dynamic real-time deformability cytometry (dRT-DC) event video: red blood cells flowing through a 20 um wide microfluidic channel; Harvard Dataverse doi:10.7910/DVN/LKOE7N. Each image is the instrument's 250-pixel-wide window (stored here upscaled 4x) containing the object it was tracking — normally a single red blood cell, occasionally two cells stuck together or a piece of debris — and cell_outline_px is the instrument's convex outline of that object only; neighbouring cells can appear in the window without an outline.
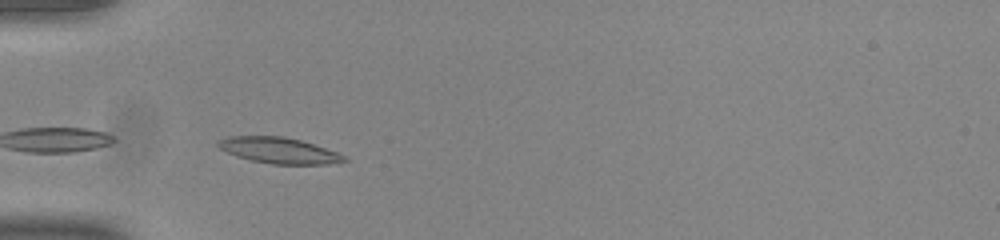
{"species": "common noctule bat (a hibernating species)", "species_latin": "Nyctalus noctula", "temperature_condition": "room temperature", "stored_images_in_passage": 7, "camera_frame_rate_fps": 3000, "um_per_image_px": 0.085, "animal": {"sex": "male", "body_mass_g": 20.0, "forearm_length_mm": 53.3}, "frame": {"image": 1, "passage_image": 1, "time_ms": 0.0, "image_size_px": [1000, 240], "cell_outline_px": [[348, 160], [328, 164], [272, 164], [252, 160], [236, 156], [220, 148], [216, 144], [220, 140], [228, 136], [280, 136], [300, 140], [336, 152], [344, 156]], "centroid_in_image_um": [23.68, 12.78], "position_along_channel_um": 61.3, "area_um2": 18.67}}